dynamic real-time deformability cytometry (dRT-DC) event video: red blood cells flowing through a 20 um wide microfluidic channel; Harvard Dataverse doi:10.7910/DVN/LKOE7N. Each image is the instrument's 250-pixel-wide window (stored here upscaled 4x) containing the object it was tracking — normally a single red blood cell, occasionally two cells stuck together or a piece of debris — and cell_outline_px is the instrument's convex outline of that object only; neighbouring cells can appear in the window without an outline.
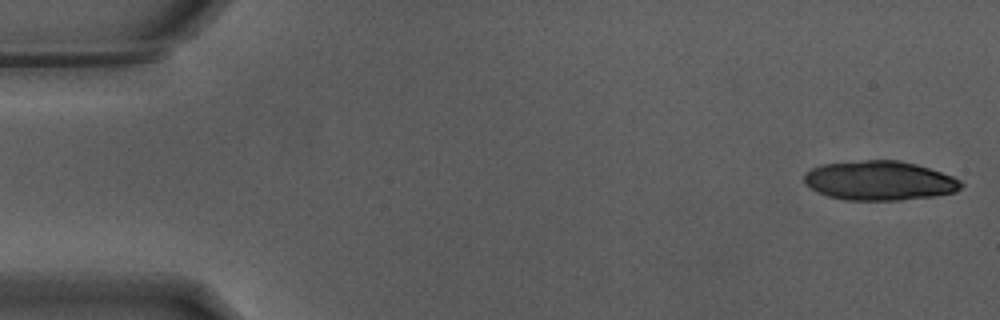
{"species": "Egyptian fruit bat (a non-hibernating species)", "species_latin": "Rousettus aegyptiacus", "temperature_condition": "warm", "stored_images_in_passage": 12, "camera_frame_rate_fps": 3000, "um_per_image_px": 0.085, "animal": {"sex": "male"}, "frame": {"image": 1, "passage_image": 1, "time_ms": 0.0, "image_size_px": [1000, 320], "cell_outline_px": [[964, 184], [956, 192], [936, 196], [900, 200], [844, 200], [828, 196], [812, 188], [804, 180], [804, 172], [812, 168], [824, 164], [864, 160], [900, 160], [916, 164], [952, 176], [960, 180]], "centroid_in_image_um": [74.78, 15.36], "position_along_channel_um": 10.2, "area_um2": 35.89}}